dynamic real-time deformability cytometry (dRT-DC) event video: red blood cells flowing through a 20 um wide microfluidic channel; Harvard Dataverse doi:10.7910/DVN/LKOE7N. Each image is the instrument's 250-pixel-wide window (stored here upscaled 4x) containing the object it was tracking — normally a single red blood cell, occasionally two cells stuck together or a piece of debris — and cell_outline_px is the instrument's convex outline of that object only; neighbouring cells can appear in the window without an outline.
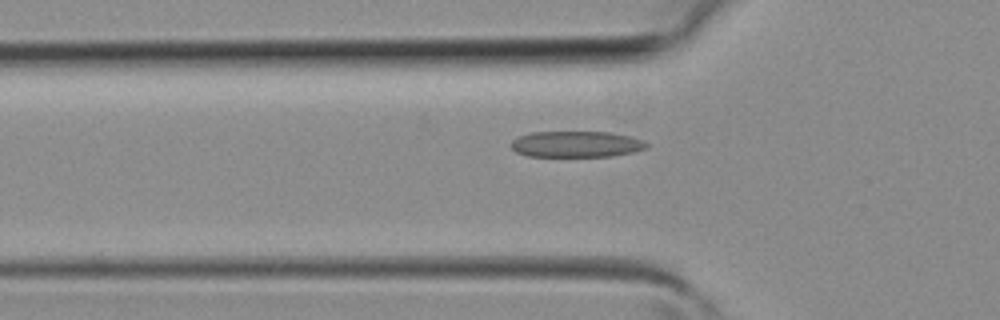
{"species": "common noctule bat (a hibernating species)", "species_latin": "Nyctalus noctula", "temperature_condition": "room temperature", "stored_images_in_passage": 28, "camera_frame_rate_fps": 3000, "um_per_image_px": 0.085, "animal": {"sex": "female", "body_mass_g": 19.3, "forearm_length_mm": 54.1}, "frame": {"image": 1, "passage_image": 2, "time_ms": 0.333, "image_size_px": [1000, 320], "cell_outline_px": [[648, 148], [632, 152], [612, 156], [528, 156], [516, 152], [508, 144], [512, 140], [520, 136], [532, 132], [608, 132], [628, 136], [644, 140], [648, 144]], "centroid_in_image_um": [48.97, 12.25], "position_along_channel_um": 76.8, "area_um2": 20.58}}
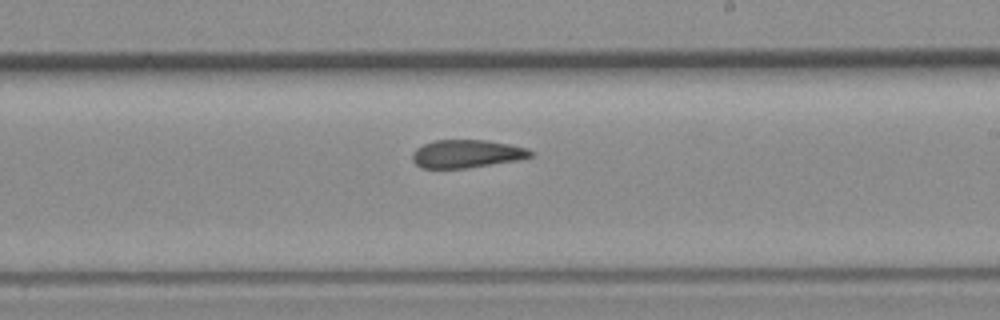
{"frame": {"image": 2, "passage_image": 12, "time_ms": 3.667, "image_size_px": [1000, 320], "cell_outline_px": [[532, 156], [516, 160], [468, 168], [420, 168], [412, 160], [412, 152], [416, 148], [424, 144], [436, 140], [484, 140], [508, 144], [528, 148], [532, 152]], "centroid_in_image_um": [39.63, 13.07], "position_along_channel_um": 249.4, "area_um2": 19.19}}
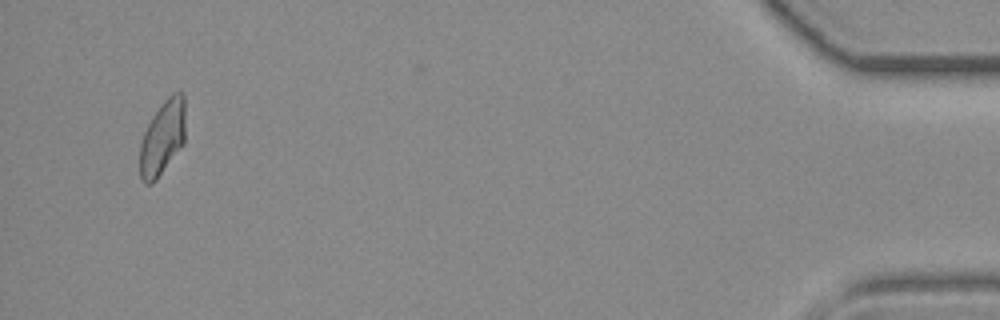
{"frame": {"image": 3, "passage_image": 27, "time_ms": 8.667, "image_size_px": [1000, 320], "cell_outline_px": [[184, 144], [156, 180], [152, 184], [144, 184], [140, 180], [140, 144], [144, 132], [152, 116], [164, 100], [172, 92], [180, 92], [184, 96]], "centroid_in_image_um": [13.8, 11.73], "position_along_channel_um": 421.4, "area_um2": 19.83}}